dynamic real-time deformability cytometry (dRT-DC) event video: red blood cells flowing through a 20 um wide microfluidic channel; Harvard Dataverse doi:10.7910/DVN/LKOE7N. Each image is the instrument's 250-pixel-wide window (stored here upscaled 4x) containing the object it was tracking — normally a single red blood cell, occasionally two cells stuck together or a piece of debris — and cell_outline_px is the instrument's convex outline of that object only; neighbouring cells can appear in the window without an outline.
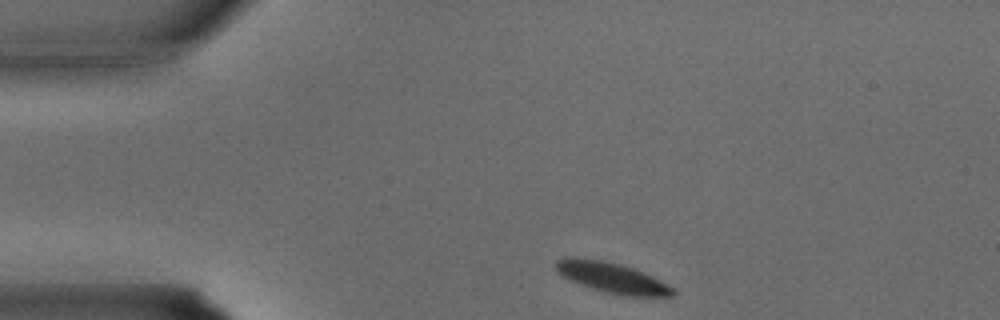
{"species": "common noctule bat (a hibernating species)", "species_latin": "Nyctalus noctula", "temperature_condition": "warm", "stored_images_in_passage": 19, "camera_frame_rate_fps": 3000, "um_per_image_px": 0.085, "animal": {"sex": "male", "body_mass_g": 15.6}, "frame": {"image": 1, "passage_image": 1, "time_ms": 0.0, "image_size_px": [1000, 320], "cell_outline_px": [[676, 296], [624, 296], [592, 288], [568, 280], [560, 276], [556, 272], [556, 260], [564, 256], [572, 256], [604, 260], [620, 264], [644, 272], [660, 280], [672, 288], [676, 292]], "centroid_in_image_um": [51.96, 23.58], "position_along_channel_um": 33.0, "area_um2": 20.92}}
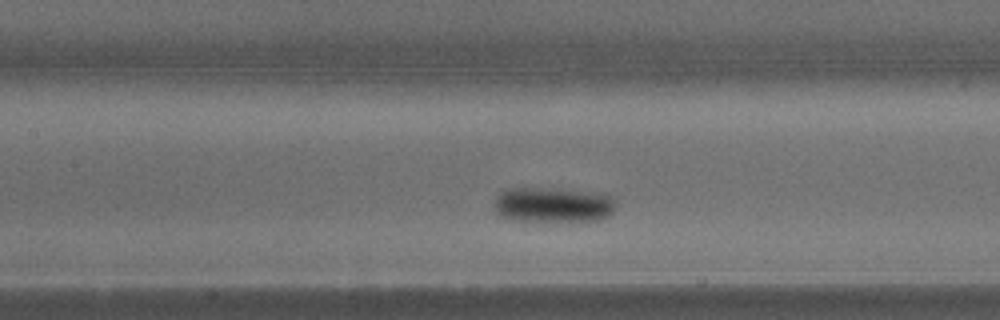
{"frame": {"image": 2, "passage_image": 10, "time_ms": 3.0, "image_size_px": [1000, 320], "cell_outline_px": [[616, 200], [612, 212], [608, 216], [584, 224], [572, 224], [512, 220], [500, 216], [496, 212], [496, 196], [504, 188], [552, 188], [592, 192], [608, 196]], "centroid_in_image_um": [47.01, 17.46], "position_along_channel_um": 160.4, "area_um2": 25.95}}
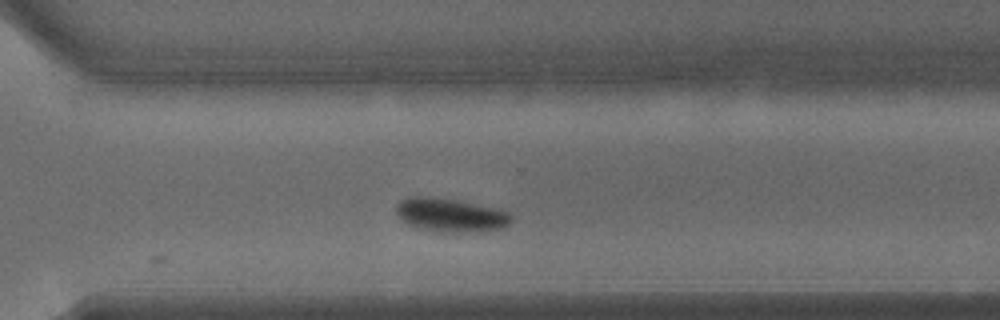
{"frame": {"image": 3, "passage_image": 19, "time_ms": 6.0, "image_size_px": [1000, 320], "cell_outline_px": [[512, 220], [504, 228], [468, 232], [448, 232], [420, 228], [408, 224], [396, 212], [396, 208], [400, 200], [412, 196], [424, 196], [456, 200], [500, 208], [508, 212], [512, 216]], "centroid_in_image_um": [38.35, 18.27], "position_along_channel_um": 332.3, "area_um2": 22.31}}